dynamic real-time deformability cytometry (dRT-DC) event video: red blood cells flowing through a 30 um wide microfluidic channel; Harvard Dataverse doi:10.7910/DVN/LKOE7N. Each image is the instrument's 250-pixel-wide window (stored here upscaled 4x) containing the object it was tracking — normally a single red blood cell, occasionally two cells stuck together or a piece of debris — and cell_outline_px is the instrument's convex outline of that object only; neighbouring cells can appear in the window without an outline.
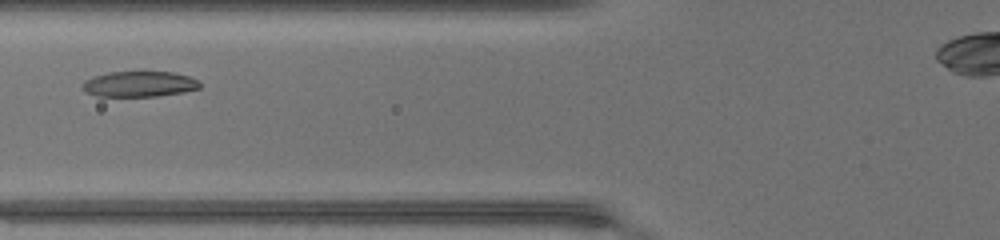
{"species": "common noctule bat (a hibernating species)", "species_latin": "Nyctalus noctula", "temperature_condition": "warm", "stored_images_in_passage": 30, "camera_frame_rate_fps": 3000, "um_per_image_px": 0.085, "animal": {"sex": "female", "body_mass_g": 17.0, "forearm_length_mm": 48.0}, "frame": {"image": 1, "passage_image": 8, "time_ms": 2.333, "image_size_px": [1000, 240], "cell_outline_px": [[200, 88], [184, 92], [156, 96], [96, 96], [84, 92], [84, 80], [92, 76], [108, 72], [172, 72], [188, 76], [196, 80], [200, 84]], "centroid_in_image_um": [11.81, 7.14], "position_along_channel_um": 114.0, "area_um2": 17.4}}
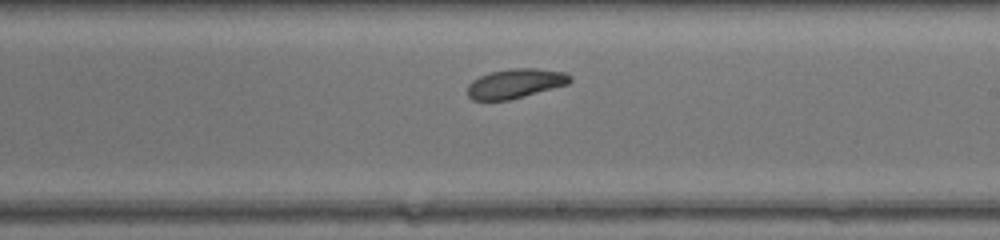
{"frame": {"image": 2, "passage_image": 17, "time_ms": 5.333, "image_size_px": [1000, 240], "cell_outline_px": [[572, 80], [568, 84], [508, 100], [472, 100], [468, 96], [468, 84], [472, 80], [480, 76], [492, 72], [512, 68], [536, 68], [564, 72], [572, 76]], "centroid_in_image_um": [43.81, 7.09], "position_along_channel_um": 245.2, "area_um2": 17.46}}
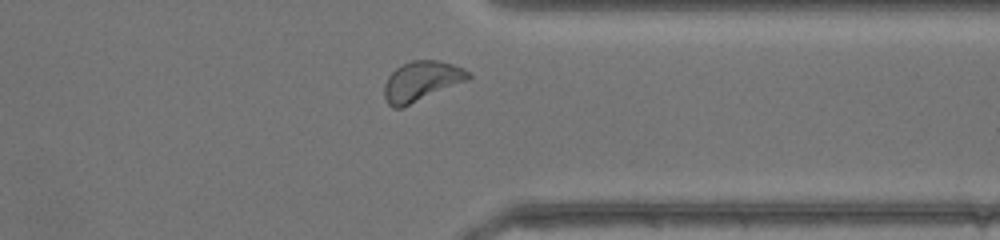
{"frame": {"image": 3, "passage_image": 26, "time_ms": 8.333, "image_size_px": [1000, 240], "cell_outline_px": [[472, 76], [468, 80], [400, 108], [392, 108], [388, 104], [384, 96], [384, 84], [388, 76], [396, 68], [412, 60], [436, 60], [452, 64], [464, 68], [472, 72]], "centroid_in_image_um": [35.83, 6.89], "position_along_channel_um": 375.6, "area_um2": 19.42}, "authors_computed_cell_mechanics": {"area_um2": 18.0047, "velocity_mm_per_s": 4.3923, "shape_relaxation_time_tau1_ms": 1.6807, "shape_relaxation_time_tau2_ms": null, "deformation_change_tau1": 0.1001, "deformation_change_tau2": null}}